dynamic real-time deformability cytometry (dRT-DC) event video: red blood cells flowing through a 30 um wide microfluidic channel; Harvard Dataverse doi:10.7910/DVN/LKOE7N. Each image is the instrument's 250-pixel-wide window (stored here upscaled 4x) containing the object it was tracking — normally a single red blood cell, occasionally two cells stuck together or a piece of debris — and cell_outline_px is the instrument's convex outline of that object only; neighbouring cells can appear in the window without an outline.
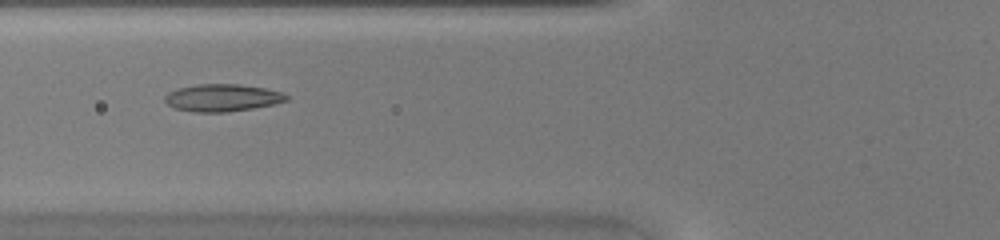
{"species": "common noctule bat (a hibernating species)", "species_latin": "Nyctalus noctula", "temperature_condition": "warm", "stored_images_in_passage": 34, "camera_frame_rate_fps": 3000, "um_per_image_px": 0.085, "animal": {"sex": "female", "body_mass_g": 20.0, "forearm_length_mm": 54.0}, "frame": {"image": 1, "passage_image": 6, "time_ms": 1.667, "image_size_px": [1000, 240], "cell_outline_px": [[288, 100], [272, 104], [252, 108], [224, 112], [192, 112], [176, 108], [168, 104], [164, 100], [164, 96], [168, 92], [180, 88], [196, 84], [240, 84], [264, 88], [284, 92], [288, 96]], "centroid_in_image_um": [18.89, 8.3], "position_along_channel_um": 106.9, "area_um2": 19.25}}
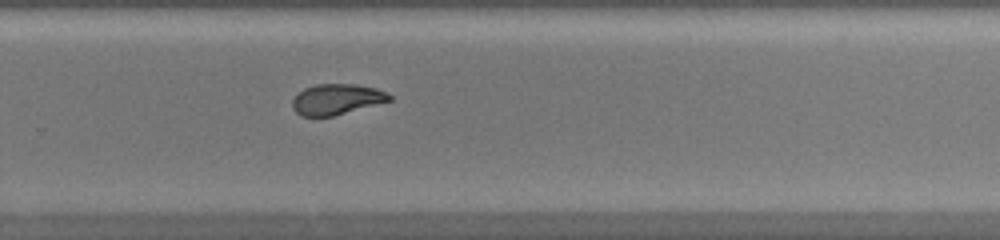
{"frame": {"image": 2, "passage_image": 19, "time_ms": 6.0, "image_size_px": [1000, 240], "cell_outline_px": [[392, 100], [332, 116], [300, 116], [292, 108], [292, 100], [304, 88], [316, 84], [352, 84], [376, 88], [388, 92], [392, 96]], "centroid_in_image_um": [28.62, 8.43], "position_along_channel_um": 301.2, "area_um2": 17.22}}
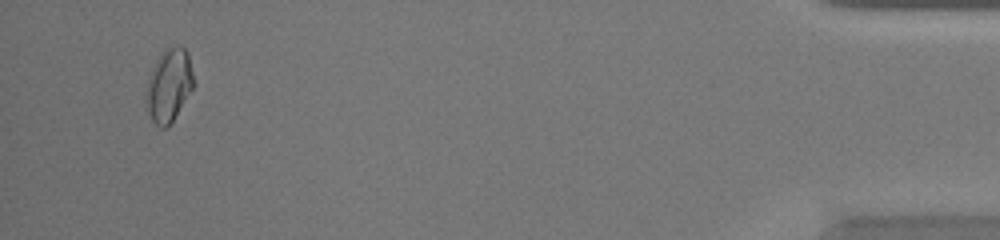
{"frame": {"image": 3, "passage_image": 32, "time_ms": 10.333, "image_size_px": [1000, 240], "cell_outline_px": [[196, 84], [172, 120], [164, 128], [160, 128], [152, 120], [148, 112], [144, 96], [148, 80], [152, 68], [160, 52], [164, 48], [176, 44], [180, 44], [188, 52]], "centroid_in_image_um": [14.37, 7.18], "position_along_channel_um": 420.8, "area_um2": 20.52}}